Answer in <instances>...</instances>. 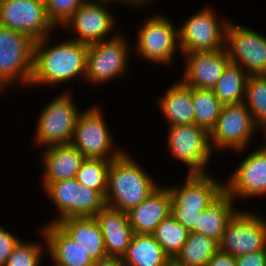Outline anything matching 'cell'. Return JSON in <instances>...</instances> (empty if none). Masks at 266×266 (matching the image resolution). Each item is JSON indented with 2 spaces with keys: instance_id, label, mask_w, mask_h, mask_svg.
Segmentation results:
<instances>
[{
  "instance_id": "74e56055",
  "label": "cell",
  "mask_w": 266,
  "mask_h": 266,
  "mask_svg": "<svg viewBox=\"0 0 266 266\" xmlns=\"http://www.w3.org/2000/svg\"><path fill=\"white\" fill-rule=\"evenodd\" d=\"M206 266H236V257L218 250Z\"/></svg>"
},
{
  "instance_id": "9a60e30c",
  "label": "cell",
  "mask_w": 266,
  "mask_h": 266,
  "mask_svg": "<svg viewBox=\"0 0 266 266\" xmlns=\"http://www.w3.org/2000/svg\"><path fill=\"white\" fill-rule=\"evenodd\" d=\"M0 26L30 36L34 41L54 31L44 0H0Z\"/></svg>"
},
{
  "instance_id": "8d00e7d4",
  "label": "cell",
  "mask_w": 266,
  "mask_h": 266,
  "mask_svg": "<svg viewBox=\"0 0 266 266\" xmlns=\"http://www.w3.org/2000/svg\"><path fill=\"white\" fill-rule=\"evenodd\" d=\"M236 266H266V248L236 257Z\"/></svg>"
},
{
  "instance_id": "4316f807",
  "label": "cell",
  "mask_w": 266,
  "mask_h": 266,
  "mask_svg": "<svg viewBox=\"0 0 266 266\" xmlns=\"http://www.w3.org/2000/svg\"><path fill=\"white\" fill-rule=\"evenodd\" d=\"M248 77L242 67L230 62L211 90L223 105L243 103Z\"/></svg>"
},
{
  "instance_id": "f546056e",
  "label": "cell",
  "mask_w": 266,
  "mask_h": 266,
  "mask_svg": "<svg viewBox=\"0 0 266 266\" xmlns=\"http://www.w3.org/2000/svg\"><path fill=\"white\" fill-rule=\"evenodd\" d=\"M189 231L170 214L163 219L151 234L164 252L175 258L188 238Z\"/></svg>"
},
{
  "instance_id": "4dcf8cb0",
  "label": "cell",
  "mask_w": 266,
  "mask_h": 266,
  "mask_svg": "<svg viewBox=\"0 0 266 266\" xmlns=\"http://www.w3.org/2000/svg\"><path fill=\"white\" fill-rule=\"evenodd\" d=\"M243 103L252 114L256 125L262 127L266 123V75L248 77Z\"/></svg>"
},
{
  "instance_id": "ab89813d",
  "label": "cell",
  "mask_w": 266,
  "mask_h": 266,
  "mask_svg": "<svg viewBox=\"0 0 266 266\" xmlns=\"http://www.w3.org/2000/svg\"><path fill=\"white\" fill-rule=\"evenodd\" d=\"M125 1L128 3V5L133 6L135 8L137 6L143 8L146 6L145 5L146 3L149 5L152 0H125Z\"/></svg>"
},
{
  "instance_id": "3957f363",
  "label": "cell",
  "mask_w": 266,
  "mask_h": 266,
  "mask_svg": "<svg viewBox=\"0 0 266 266\" xmlns=\"http://www.w3.org/2000/svg\"><path fill=\"white\" fill-rule=\"evenodd\" d=\"M69 89L55 96L40 111L36 122L35 143L42 146L69 144L81 109L75 105Z\"/></svg>"
},
{
  "instance_id": "8fae6325",
  "label": "cell",
  "mask_w": 266,
  "mask_h": 266,
  "mask_svg": "<svg viewBox=\"0 0 266 266\" xmlns=\"http://www.w3.org/2000/svg\"><path fill=\"white\" fill-rule=\"evenodd\" d=\"M121 36L110 35V39L88 45L86 82L97 86L126 74L131 49L125 36Z\"/></svg>"
},
{
  "instance_id": "1f68e13d",
  "label": "cell",
  "mask_w": 266,
  "mask_h": 266,
  "mask_svg": "<svg viewBox=\"0 0 266 266\" xmlns=\"http://www.w3.org/2000/svg\"><path fill=\"white\" fill-rule=\"evenodd\" d=\"M112 160L85 158L76 174L78 183L99 191L104 197L107 189V173Z\"/></svg>"
},
{
  "instance_id": "836d02e7",
  "label": "cell",
  "mask_w": 266,
  "mask_h": 266,
  "mask_svg": "<svg viewBox=\"0 0 266 266\" xmlns=\"http://www.w3.org/2000/svg\"><path fill=\"white\" fill-rule=\"evenodd\" d=\"M88 0H44L49 21L56 28L63 26L72 17L75 11Z\"/></svg>"
},
{
  "instance_id": "ba28073f",
  "label": "cell",
  "mask_w": 266,
  "mask_h": 266,
  "mask_svg": "<svg viewBox=\"0 0 266 266\" xmlns=\"http://www.w3.org/2000/svg\"><path fill=\"white\" fill-rule=\"evenodd\" d=\"M214 10L207 6L191 15L178 28L181 54L213 52L225 48L227 18L218 19ZM221 21V22H219Z\"/></svg>"
},
{
  "instance_id": "6da1fadb",
  "label": "cell",
  "mask_w": 266,
  "mask_h": 266,
  "mask_svg": "<svg viewBox=\"0 0 266 266\" xmlns=\"http://www.w3.org/2000/svg\"><path fill=\"white\" fill-rule=\"evenodd\" d=\"M51 38L52 36L49 35L34 43L30 86L51 87L60 83H68L79 75L85 80L88 45L73 39L51 45L54 42Z\"/></svg>"
},
{
  "instance_id": "b9f144b4",
  "label": "cell",
  "mask_w": 266,
  "mask_h": 266,
  "mask_svg": "<svg viewBox=\"0 0 266 266\" xmlns=\"http://www.w3.org/2000/svg\"><path fill=\"white\" fill-rule=\"evenodd\" d=\"M259 131L263 133L265 140H266V123L262 127H260ZM263 144L264 145H262V147L266 149V142H264Z\"/></svg>"
},
{
  "instance_id": "f1b7e54d",
  "label": "cell",
  "mask_w": 266,
  "mask_h": 266,
  "mask_svg": "<svg viewBox=\"0 0 266 266\" xmlns=\"http://www.w3.org/2000/svg\"><path fill=\"white\" fill-rule=\"evenodd\" d=\"M195 125L207 130L214 128L223 104L211 89L192 88Z\"/></svg>"
},
{
  "instance_id": "ffe728a7",
  "label": "cell",
  "mask_w": 266,
  "mask_h": 266,
  "mask_svg": "<svg viewBox=\"0 0 266 266\" xmlns=\"http://www.w3.org/2000/svg\"><path fill=\"white\" fill-rule=\"evenodd\" d=\"M41 157L45 170L41 176L43 190L52 182L75 178L85 159L71 143L46 147Z\"/></svg>"
},
{
  "instance_id": "83f0119b",
  "label": "cell",
  "mask_w": 266,
  "mask_h": 266,
  "mask_svg": "<svg viewBox=\"0 0 266 266\" xmlns=\"http://www.w3.org/2000/svg\"><path fill=\"white\" fill-rule=\"evenodd\" d=\"M219 250V243L206 235L190 231L175 259L185 266H206Z\"/></svg>"
},
{
  "instance_id": "8992f818",
  "label": "cell",
  "mask_w": 266,
  "mask_h": 266,
  "mask_svg": "<svg viewBox=\"0 0 266 266\" xmlns=\"http://www.w3.org/2000/svg\"><path fill=\"white\" fill-rule=\"evenodd\" d=\"M135 52L142 59L156 65H170L179 47L178 27L171 19L161 14H154L138 27Z\"/></svg>"
},
{
  "instance_id": "60d3db41",
  "label": "cell",
  "mask_w": 266,
  "mask_h": 266,
  "mask_svg": "<svg viewBox=\"0 0 266 266\" xmlns=\"http://www.w3.org/2000/svg\"><path fill=\"white\" fill-rule=\"evenodd\" d=\"M163 266H185L179 263L175 258H170Z\"/></svg>"
},
{
  "instance_id": "603a6c76",
  "label": "cell",
  "mask_w": 266,
  "mask_h": 266,
  "mask_svg": "<svg viewBox=\"0 0 266 266\" xmlns=\"http://www.w3.org/2000/svg\"><path fill=\"white\" fill-rule=\"evenodd\" d=\"M57 225L88 254L95 263L107 258L104 238L95 217H71Z\"/></svg>"
},
{
  "instance_id": "44dd1931",
  "label": "cell",
  "mask_w": 266,
  "mask_h": 266,
  "mask_svg": "<svg viewBox=\"0 0 266 266\" xmlns=\"http://www.w3.org/2000/svg\"><path fill=\"white\" fill-rule=\"evenodd\" d=\"M94 217L102 231L107 256L122 258L134 234L127 213L105 206Z\"/></svg>"
},
{
  "instance_id": "277c9868",
  "label": "cell",
  "mask_w": 266,
  "mask_h": 266,
  "mask_svg": "<svg viewBox=\"0 0 266 266\" xmlns=\"http://www.w3.org/2000/svg\"><path fill=\"white\" fill-rule=\"evenodd\" d=\"M35 41L28 35L0 26V89L21 83L29 86ZM17 81V83L15 82Z\"/></svg>"
},
{
  "instance_id": "e575fe53",
  "label": "cell",
  "mask_w": 266,
  "mask_h": 266,
  "mask_svg": "<svg viewBox=\"0 0 266 266\" xmlns=\"http://www.w3.org/2000/svg\"><path fill=\"white\" fill-rule=\"evenodd\" d=\"M21 239L0 225V266H5L8 257Z\"/></svg>"
},
{
  "instance_id": "5b68a950",
  "label": "cell",
  "mask_w": 266,
  "mask_h": 266,
  "mask_svg": "<svg viewBox=\"0 0 266 266\" xmlns=\"http://www.w3.org/2000/svg\"><path fill=\"white\" fill-rule=\"evenodd\" d=\"M43 192L58 211L50 223L57 224L71 217H94L106 206L105 197L99 191L78 183L76 178L52 182Z\"/></svg>"
},
{
  "instance_id": "cb8c5ba5",
  "label": "cell",
  "mask_w": 266,
  "mask_h": 266,
  "mask_svg": "<svg viewBox=\"0 0 266 266\" xmlns=\"http://www.w3.org/2000/svg\"><path fill=\"white\" fill-rule=\"evenodd\" d=\"M160 95L157 103L168 126L195 124L191 87L179 79Z\"/></svg>"
},
{
  "instance_id": "7a4b0ae2",
  "label": "cell",
  "mask_w": 266,
  "mask_h": 266,
  "mask_svg": "<svg viewBox=\"0 0 266 266\" xmlns=\"http://www.w3.org/2000/svg\"><path fill=\"white\" fill-rule=\"evenodd\" d=\"M126 151L111 161L107 173L106 206L122 212L138 206L158 186Z\"/></svg>"
},
{
  "instance_id": "f35d334b",
  "label": "cell",
  "mask_w": 266,
  "mask_h": 266,
  "mask_svg": "<svg viewBox=\"0 0 266 266\" xmlns=\"http://www.w3.org/2000/svg\"><path fill=\"white\" fill-rule=\"evenodd\" d=\"M95 266H126L121 258L107 257L95 263Z\"/></svg>"
},
{
  "instance_id": "5bb4252c",
  "label": "cell",
  "mask_w": 266,
  "mask_h": 266,
  "mask_svg": "<svg viewBox=\"0 0 266 266\" xmlns=\"http://www.w3.org/2000/svg\"><path fill=\"white\" fill-rule=\"evenodd\" d=\"M110 2L128 4L125 0H88L63 26L65 30L70 28L72 34L75 33L76 37L71 39L85 45L109 39L107 36L116 28V19L107 7Z\"/></svg>"
},
{
  "instance_id": "4fadbf2b",
  "label": "cell",
  "mask_w": 266,
  "mask_h": 266,
  "mask_svg": "<svg viewBox=\"0 0 266 266\" xmlns=\"http://www.w3.org/2000/svg\"><path fill=\"white\" fill-rule=\"evenodd\" d=\"M225 48L230 62L242 67L249 76L266 75V36L247 26H227Z\"/></svg>"
},
{
  "instance_id": "e0dca14e",
  "label": "cell",
  "mask_w": 266,
  "mask_h": 266,
  "mask_svg": "<svg viewBox=\"0 0 266 266\" xmlns=\"http://www.w3.org/2000/svg\"><path fill=\"white\" fill-rule=\"evenodd\" d=\"M210 173L187 174L182 186L167 187L171 209L203 211L225 190L224 183Z\"/></svg>"
},
{
  "instance_id": "9c48e42d",
  "label": "cell",
  "mask_w": 266,
  "mask_h": 266,
  "mask_svg": "<svg viewBox=\"0 0 266 266\" xmlns=\"http://www.w3.org/2000/svg\"><path fill=\"white\" fill-rule=\"evenodd\" d=\"M167 146L172 158L187 166V174H205L213 150L207 130L192 125L168 126Z\"/></svg>"
},
{
  "instance_id": "d590c367",
  "label": "cell",
  "mask_w": 266,
  "mask_h": 266,
  "mask_svg": "<svg viewBox=\"0 0 266 266\" xmlns=\"http://www.w3.org/2000/svg\"><path fill=\"white\" fill-rule=\"evenodd\" d=\"M203 211L191 209H171V215L182 224L189 232L198 224Z\"/></svg>"
},
{
  "instance_id": "52a82bcc",
  "label": "cell",
  "mask_w": 266,
  "mask_h": 266,
  "mask_svg": "<svg viewBox=\"0 0 266 266\" xmlns=\"http://www.w3.org/2000/svg\"><path fill=\"white\" fill-rule=\"evenodd\" d=\"M113 139L102 110L95 105L80 113L71 144L85 158L113 160L125 151L114 148Z\"/></svg>"
},
{
  "instance_id": "ac0fdd59",
  "label": "cell",
  "mask_w": 266,
  "mask_h": 266,
  "mask_svg": "<svg viewBox=\"0 0 266 266\" xmlns=\"http://www.w3.org/2000/svg\"><path fill=\"white\" fill-rule=\"evenodd\" d=\"M182 55L186 60L180 80L191 88L212 89L230 63L226 48Z\"/></svg>"
},
{
  "instance_id": "484cf974",
  "label": "cell",
  "mask_w": 266,
  "mask_h": 266,
  "mask_svg": "<svg viewBox=\"0 0 266 266\" xmlns=\"http://www.w3.org/2000/svg\"><path fill=\"white\" fill-rule=\"evenodd\" d=\"M121 259L126 266H163L170 257L151 234L134 233Z\"/></svg>"
},
{
  "instance_id": "30bf717a",
  "label": "cell",
  "mask_w": 266,
  "mask_h": 266,
  "mask_svg": "<svg viewBox=\"0 0 266 266\" xmlns=\"http://www.w3.org/2000/svg\"><path fill=\"white\" fill-rule=\"evenodd\" d=\"M259 130L244 103L223 105L220 116L209 133L212 150L232 149L238 153L243 150L245 152Z\"/></svg>"
},
{
  "instance_id": "d6a6232c",
  "label": "cell",
  "mask_w": 266,
  "mask_h": 266,
  "mask_svg": "<svg viewBox=\"0 0 266 266\" xmlns=\"http://www.w3.org/2000/svg\"><path fill=\"white\" fill-rule=\"evenodd\" d=\"M40 234L44 237L43 245L36 241L25 242V240H21L8 257L5 266H42L43 252L47 250V246L44 234Z\"/></svg>"
},
{
  "instance_id": "7402d4cb",
  "label": "cell",
  "mask_w": 266,
  "mask_h": 266,
  "mask_svg": "<svg viewBox=\"0 0 266 266\" xmlns=\"http://www.w3.org/2000/svg\"><path fill=\"white\" fill-rule=\"evenodd\" d=\"M46 239L47 250L54 264L58 266H95L88 254L73 241L56 223L47 222L41 226Z\"/></svg>"
},
{
  "instance_id": "d6986e66",
  "label": "cell",
  "mask_w": 266,
  "mask_h": 266,
  "mask_svg": "<svg viewBox=\"0 0 266 266\" xmlns=\"http://www.w3.org/2000/svg\"><path fill=\"white\" fill-rule=\"evenodd\" d=\"M172 197L167 187L159 185L138 206L127 213L135 234H152L159 223L171 214Z\"/></svg>"
},
{
  "instance_id": "2e32d148",
  "label": "cell",
  "mask_w": 266,
  "mask_h": 266,
  "mask_svg": "<svg viewBox=\"0 0 266 266\" xmlns=\"http://www.w3.org/2000/svg\"><path fill=\"white\" fill-rule=\"evenodd\" d=\"M241 161L224 182L225 191L235 202L238 198H261L262 196L265 198L266 149L262 146L257 147Z\"/></svg>"
},
{
  "instance_id": "d4e9b609",
  "label": "cell",
  "mask_w": 266,
  "mask_h": 266,
  "mask_svg": "<svg viewBox=\"0 0 266 266\" xmlns=\"http://www.w3.org/2000/svg\"><path fill=\"white\" fill-rule=\"evenodd\" d=\"M235 204L232 197L224 190L206 210H203L198 224L192 231L206 235L219 243L227 222L238 211Z\"/></svg>"
},
{
  "instance_id": "7c38bea8",
  "label": "cell",
  "mask_w": 266,
  "mask_h": 266,
  "mask_svg": "<svg viewBox=\"0 0 266 266\" xmlns=\"http://www.w3.org/2000/svg\"><path fill=\"white\" fill-rule=\"evenodd\" d=\"M266 248V224L258 213L240 209L227 222L219 250L234 257Z\"/></svg>"
}]
</instances>
